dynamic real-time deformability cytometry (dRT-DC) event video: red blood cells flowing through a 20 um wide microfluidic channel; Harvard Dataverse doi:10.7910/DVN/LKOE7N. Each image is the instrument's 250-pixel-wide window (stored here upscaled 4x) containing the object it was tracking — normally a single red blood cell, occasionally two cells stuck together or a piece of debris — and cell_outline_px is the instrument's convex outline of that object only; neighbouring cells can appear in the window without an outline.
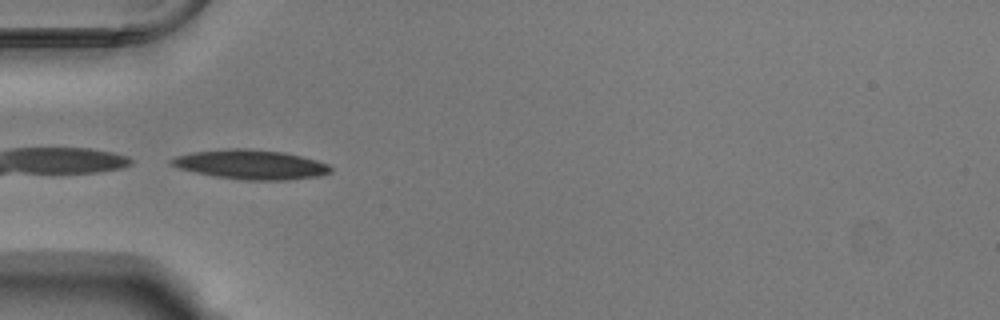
{"species": "Egyptian fruit bat (a non-hibernating species)", "species_latin": "Rousettus aegyptiacus", "temperature_condition": "warm", "stored_images_in_passage": 31, "camera_frame_rate_fps": 3000, "um_per_image_px": 0.085, "animal": {"sex": "male"}, "frame": {"image": 1, "passage_image": 1, "time_ms": 0.0, "image_size_px": [1000, 320], "cell_outline_px": [[332, 172], [320, 176], [288, 180], [244, 180], [212, 176], [180, 168], [168, 164], [168, 160], [176, 156], [192, 152], [228, 148], [248, 148], [284, 152], [316, 160], [328, 164], [332, 168]], "centroid_in_image_um": [21.31, 13.98], "position_along_channel_um": 63.7, "area_um2": 27.51}}
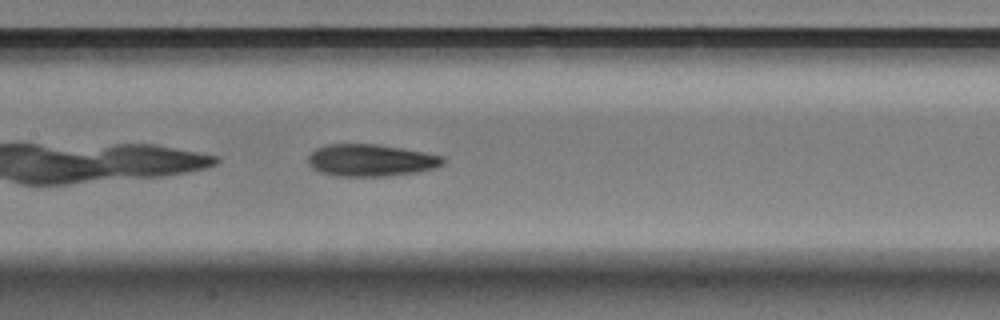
{"frame": {"image": 2, "passage_image": 10, "time_ms": 3.0, "image_size_px": [1000, 320], "cell_outline_px": [[444, 164], [436, 168], [420, 172], [388, 176], [336, 176], [320, 172], [312, 168], [308, 164], [308, 156], [316, 148], [328, 144], [376, 144], [424, 152], [444, 156]], "centroid_in_image_um": [31.53, 13.63], "position_along_channel_um": 175.9, "area_um2": 25.37}}
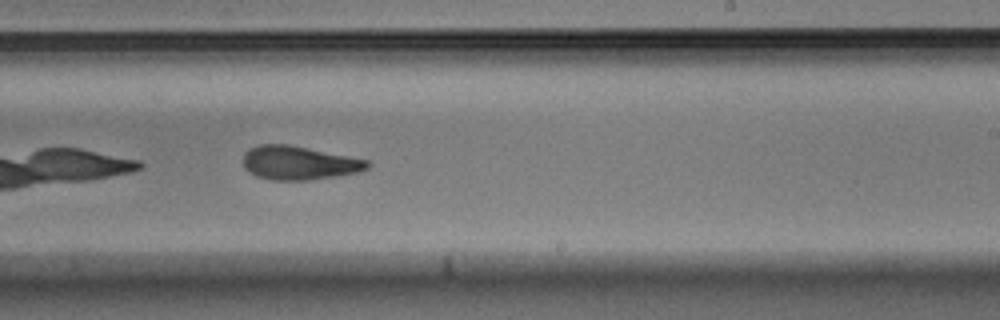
{"frame": {"image": 3, "passage_image": 17, "time_ms": 5.333, "image_size_px": [1000, 320], "cell_outline_px": [[372, 164], [368, 168], [356, 172], [336, 176], [308, 180], [272, 180], [256, 176], [244, 168], [244, 152], [248, 148], [260, 144], [288, 144], [368, 160]], "centroid_in_image_um": [25.38, 13.84], "position_along_channel_um": 263.6, "area_um2": 24.33}, "authors_computed_cell_mechanics": {"area_um2": 25.4898, "velocity_mm_per_s": 3.7898, "shape_relaxation_time_tau1_ms": 3.5033, "shape_relaxation_time_tau2_ms": null, "deformation_change_tau1": 0.1475, "deformation_change_tau2": null}}